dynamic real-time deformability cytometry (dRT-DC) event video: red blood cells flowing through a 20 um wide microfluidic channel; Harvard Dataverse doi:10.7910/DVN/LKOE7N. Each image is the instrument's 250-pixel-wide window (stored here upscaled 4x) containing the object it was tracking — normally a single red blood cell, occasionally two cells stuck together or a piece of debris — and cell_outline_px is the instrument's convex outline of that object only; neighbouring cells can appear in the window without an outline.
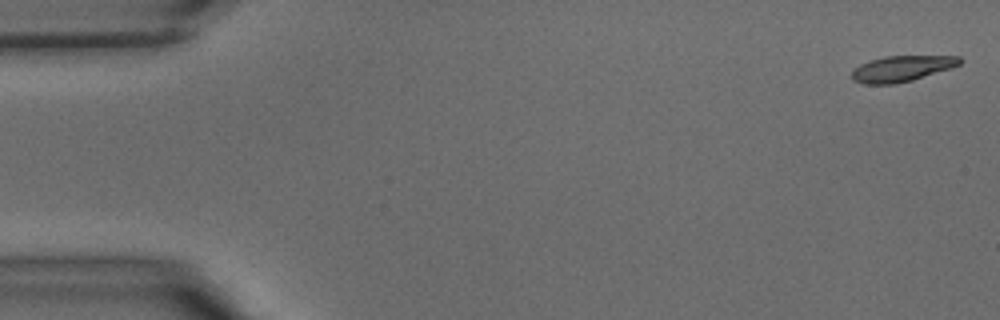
{"species": "common noctule bat (a hibernating species)", "species_latin": "Nyctalus noctula", "temperature_condition": "warm", "stored_images_in_passage": 40, "camera_frame_rate_fps": 3000, "um_per_image_px": 0.085, "animal": {"sex": "male", "body_mass_g": 15.6}, "frame": {"image": 1, "passage_image": 1, "time_ms": 0.0, "image_size_px": [1000, 320], "cell_outline_px": [[964, 60], [960, 64], [952, 68], [912, 80], [896, 84], [864, 84], [852, 80], [852, 72], [860, 64], [884, 56], [960, 56]], "centroid_in_image_um": [76.68, 5.83], "position_along_channel_um": 8.3, "area_um2": 16.24}}
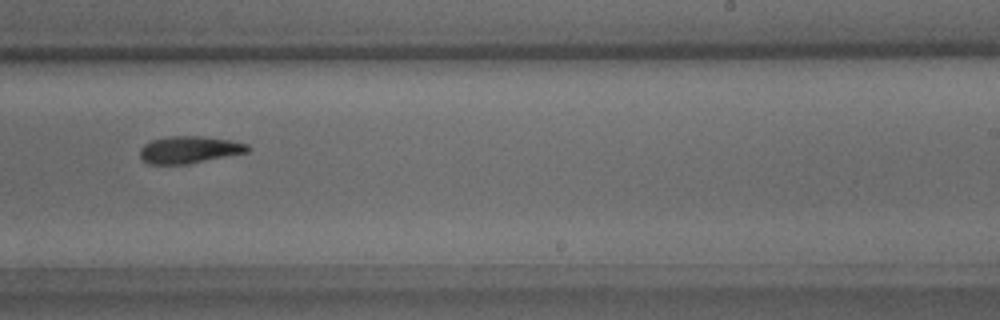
{"frame": {"image": 2, "passage_image": 25, "time_ms": 8.0, "image_size_px": [1000, 320], "cell_outline_px": [[252, 148], [248, 152], [188, 164], [148, 164], [140, 156], [140, 148], [144, 144], [152, 140], [168, 136], [200, 136], [228, 140], [248, 144]], "centroid_in_image_um": [16.09, 12.72], "position_along_channel_um": 272.9, "area_um2": 16.99}}
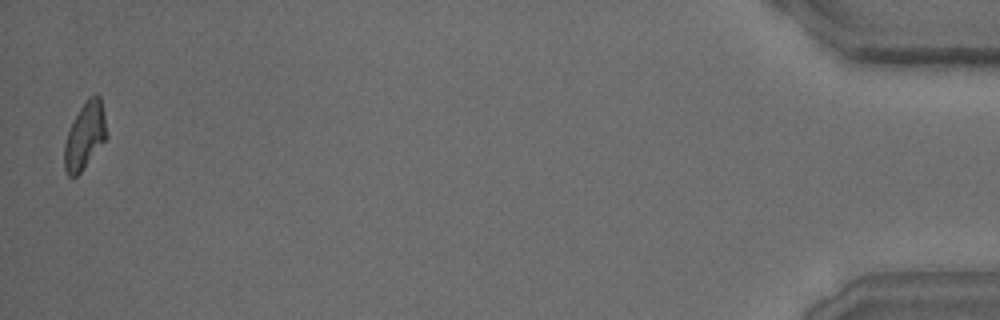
{"frame": {"image": 3, "passage_image": 40, "time_ms": 13.0, "image_size_px": [1000, 320], "cell_outline_px": [[108, 136], [80, 172], [76, 176], [68, 176], [64, 168], [64, 144], [68, 132], [80, 108], [88, 96], [96, 92], [100, 96], [104, 112]], "centroid_in_image_um": [7.23, 11.5], "position_along_channel_um": 428.0, "area_um2": 16.3}}